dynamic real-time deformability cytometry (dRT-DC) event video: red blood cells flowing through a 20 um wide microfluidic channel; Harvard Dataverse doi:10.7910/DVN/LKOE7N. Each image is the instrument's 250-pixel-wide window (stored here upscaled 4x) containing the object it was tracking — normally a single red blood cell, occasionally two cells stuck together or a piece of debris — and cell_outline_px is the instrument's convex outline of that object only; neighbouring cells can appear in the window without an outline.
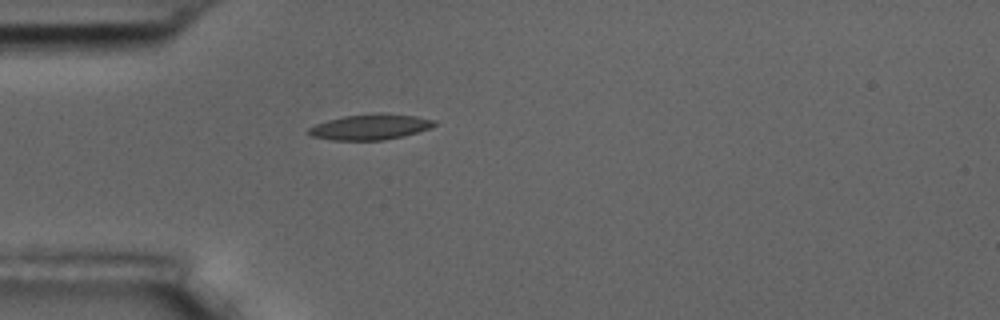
{"species": "common noctule bat (a hibernating species)", "species_latin": "Nyctalus noctula", "temperature_condition": "room temperature", "stored_images_in_passage": 1, "camera_frame_rate_fps": 3000, "um_per_image_px": 0.085, "animal": {"sex": "male", "body_mass_g": 17.5, "forearm_length_mm": 52.3}, "frame": {"image": 1, "passage_image": 1, "time_ms": 0.0, "image_size_px": [1000, 320], "cell_outline_px": [[436, 124], [428, 128], [404, 136], [380, 140], [332, 140], [312, 136], [308, 132], [308, 128], [316, 124], [328, 120], [344, 116], [416, 116], [436, 120]], "centroid_in_image_um": [31.42, 10.84], "position_along_channel_um": 53.6, "area_um2": 17.57}}